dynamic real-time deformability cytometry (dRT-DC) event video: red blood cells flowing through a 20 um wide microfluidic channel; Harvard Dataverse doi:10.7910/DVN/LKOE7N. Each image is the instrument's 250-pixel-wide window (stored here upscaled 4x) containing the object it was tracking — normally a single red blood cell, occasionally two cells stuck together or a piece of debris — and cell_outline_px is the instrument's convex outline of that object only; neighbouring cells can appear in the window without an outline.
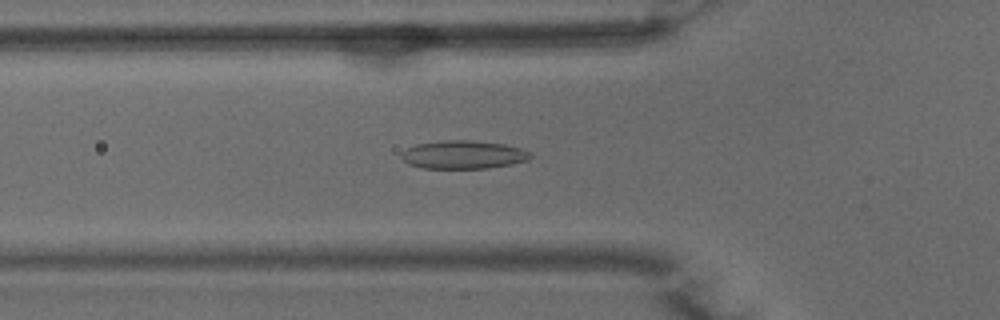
{"species": "common noctule bat (a hibernating species)", "species_latin": "Nyctalus noctula", "temperature_condition": "warm", "stored_images_in_passage": 36, "camera_frame_rate_fps": 3000, "um_per_image_px": 0.085, "animal": {"sex": "male", "body_mass_g": 15.6}, "frame": {"image": 1, "passage_image": 3, "time_ms": 0.667, "image_size_px": [1000, 320], "cell_outline_px": [[532, 156], [528, 160], [512, 164], [488, 168], [424, 168], [408, 164], [400, 156], [400, 152], [416, 144], [444, 140], [472, 140], [504, 144], [520, 148], [532, 152]], "centroid_in_image_um": [39.39, 13.14], "position_along_channel_um": 86.4, "area_um2": 21.33}}
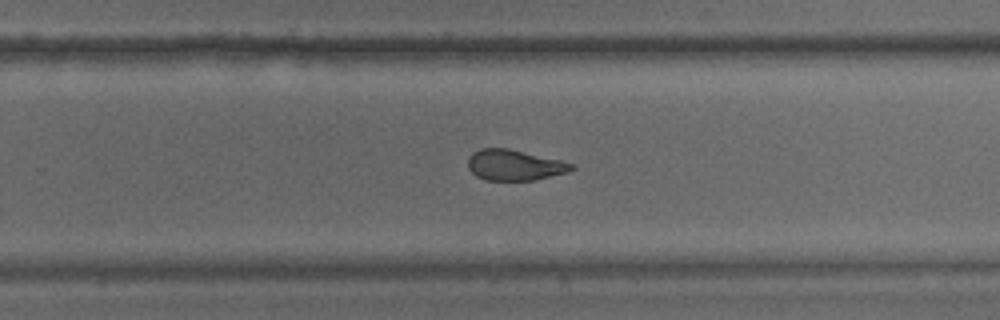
{"frame": {"image": 2, "passage_image": 18, "time_ms": 5.667, "image_size_px": [1000, 320], "cell_outline_px": [[576, 168], [568, 172], [532, 180], [484, 180], [476, 176], [468, 168], [468, 156], [472, 152], [480, 148], [508, 148], [560, 160], [572, 164]], "centroid_in_image_um": [43.69, 14.02], "position_along_channel_um": 286.1, "area_um2": 18.5}}
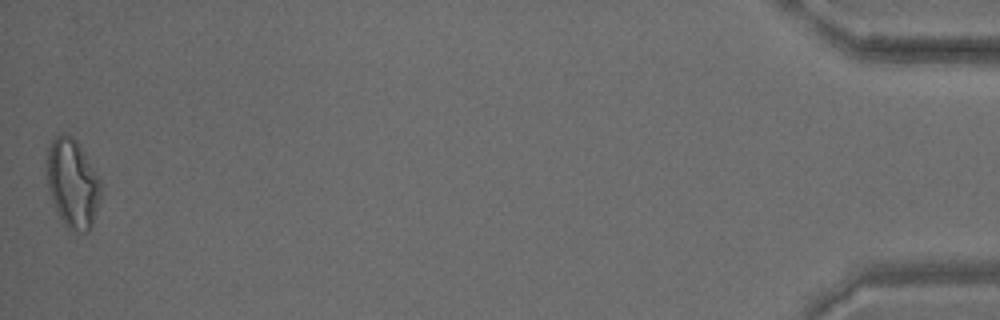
{"frame": {"image": 3, "passage_image": 36, "time_ms": 11.667, "image_size_px": [1000, 320], "cell_outline_px": [[100, 196], [92, 224], [88, 232], [80, 232], [68, 228], [64, 224], [52, 200], [48, 188], [48, 148], [52, 140], [60, 132], [68, 132], [76, 140], [100, 176]], "centroid_in_image_um": [6.18, 15.54], "position_along_channel_um": 429.0, "area_um2": 27.69}, "authors_computed_cell_mechanics": {"area_um2": 19.9121, "velocity_mm_per_s": 3.9832, "shape_relaxation_time_tau1_ms": 10.6824, "shape_relaxation_time_tau2_ms": 1.7537, "deformation_change_tau1": 0.2629, "deformation_change_tau2": 0.0997}}